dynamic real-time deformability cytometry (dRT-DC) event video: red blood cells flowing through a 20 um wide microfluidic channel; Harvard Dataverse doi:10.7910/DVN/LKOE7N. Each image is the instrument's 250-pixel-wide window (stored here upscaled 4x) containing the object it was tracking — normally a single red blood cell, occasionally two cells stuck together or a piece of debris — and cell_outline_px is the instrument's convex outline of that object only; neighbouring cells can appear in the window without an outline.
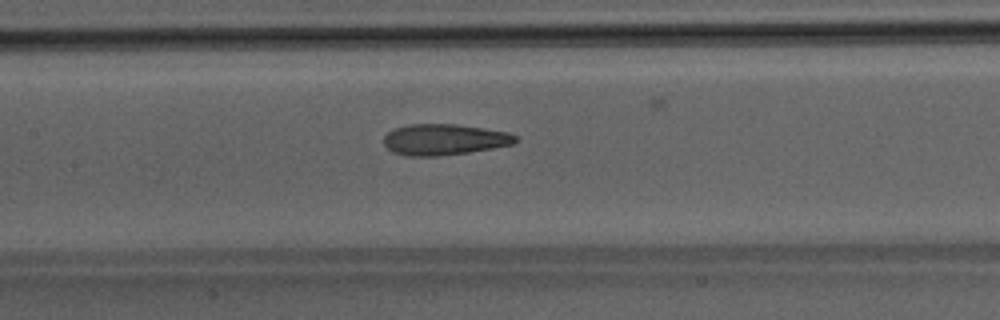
{"species": "Egyptian fruit bat (a non-hibernating species)", "species_latin": "Rousettus aegyptiacus", "temperature_condition": "room temperature", "stored_images_in_passage": 34, "camera_frame_rate_fps": 3000, "um_per_image_px": 0.085, "animal": {"sex": "male"}, "frame": {"image": 1, "passage_image": 19, "time_ms": 6.0, "image_size_px": [1000, 320], "cell_outline_px": [[520, 140], [512, 144], [492, 148], [468, 152], [436, 156], [408, 156], [392, 152], [384, 144], [384, 136], [392, 128], [408, 124], [456, 124], [484, 128], [508, 132], [516, 136]], "centroid_in_image_um": [37.74, 11.85], "position_along_channel_um": 169.7, "area_um2": 23.87}}